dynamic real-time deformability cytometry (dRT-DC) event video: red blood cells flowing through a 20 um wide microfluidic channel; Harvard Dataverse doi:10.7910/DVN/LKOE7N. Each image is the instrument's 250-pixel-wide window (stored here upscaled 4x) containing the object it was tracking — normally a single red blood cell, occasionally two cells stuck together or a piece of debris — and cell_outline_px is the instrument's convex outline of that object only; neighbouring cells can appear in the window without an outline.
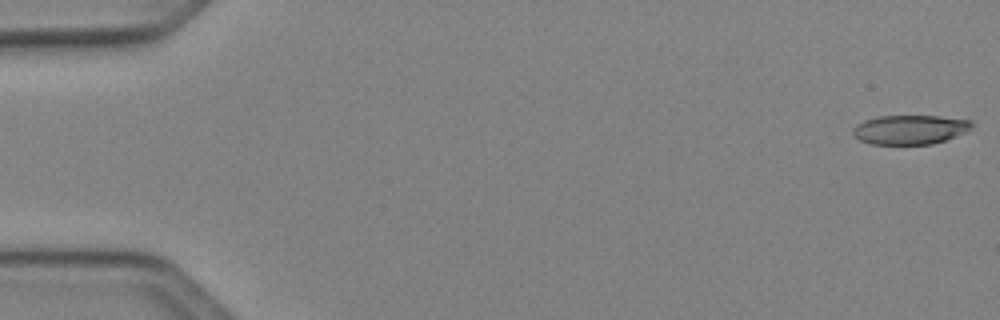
{"species": "Egyptian fruit bat (a non-hibernating species)", "species_latin": "Rousettus aegyptiacus", "temperature_condition": "cold", "stored_images_in_passage": 14, "camera_frame_rate_fps": 3000, "um_per_image_px": 0.085, "animal": {"sex": "female"}, "frame": {"image": 1, "passage_image": 1, "time_ms": 0.0, "image_size_px": [1000, 320], "cell_outline_px": [[972, 124], [968, 132], [932, 144], [872, 144], [860, 140], [852, 136], [852, 128], [856, 124], [864, 120], [880, 116], [940, 116], [972, 120]], "centroid_in_image_um": [77.33, 11.01], "position_along_channel_um": 7.7, "area_um2": 20.4}}
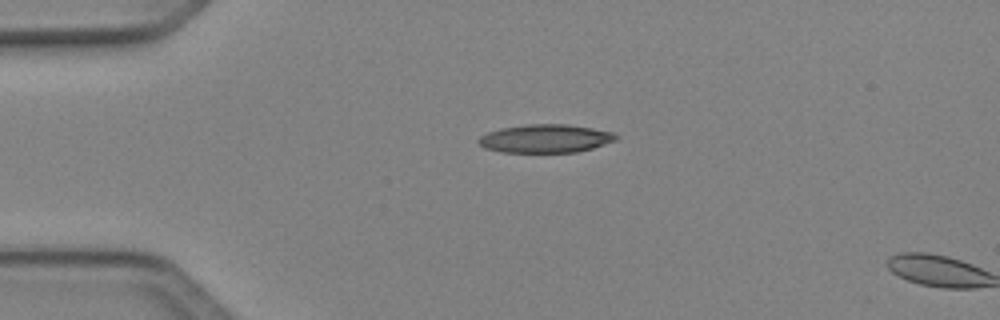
{"frame": {"image": 2, "passage_image": 12, "time_ms": 3.667, "image_size_px": [1000, 320], "cell_outline_px": [[620, 136], [616, 140], [592, 148], [576, 152], [500, 152], [484, 148], [476, 140], [480, 136], [488, 132], [500, 128], [524, 124], [568, 124], [592, 128], [612, 132]], "centroid_in_image_um": [46.34, 11.77], "position_along_channel_um": 38.7, "area_um2": 22.77}}